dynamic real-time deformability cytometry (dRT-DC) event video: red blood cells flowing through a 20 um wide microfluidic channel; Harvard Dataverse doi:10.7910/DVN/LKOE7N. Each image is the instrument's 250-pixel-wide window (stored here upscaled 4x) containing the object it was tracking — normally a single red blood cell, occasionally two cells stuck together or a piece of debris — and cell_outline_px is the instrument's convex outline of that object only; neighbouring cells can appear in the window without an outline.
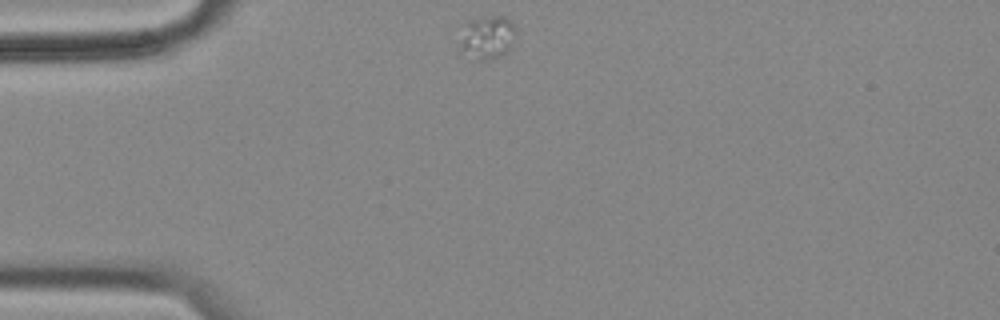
{"species": "common noctule bat (a hibernating species)", "species_latin": "Nyctalus noctula", "temperature_condition": "cold", "stored_images_in_passage": 3, "camera_frame_rate_fps": 3000, "um_per_image_px": 0.085, "animal": {"sex": "female", "body_mass_g": 18.4}, "frame": {"image": 1, "passage_image": 1, "time_ms": 0.0, "image_size_px": [1000, 320], "cell_outline_px": [[516, 32], [508, 52], [504, 56], [488, 60], [476, 60], [460, 48], [460, 40], [464, 24], [468, 20], [488, 16], [504, 16], [516, 28]], "centroid_in_image_um": [41.43, 3.18], "position_along_channel_um": 43.6, "area_um2": 14.22}}